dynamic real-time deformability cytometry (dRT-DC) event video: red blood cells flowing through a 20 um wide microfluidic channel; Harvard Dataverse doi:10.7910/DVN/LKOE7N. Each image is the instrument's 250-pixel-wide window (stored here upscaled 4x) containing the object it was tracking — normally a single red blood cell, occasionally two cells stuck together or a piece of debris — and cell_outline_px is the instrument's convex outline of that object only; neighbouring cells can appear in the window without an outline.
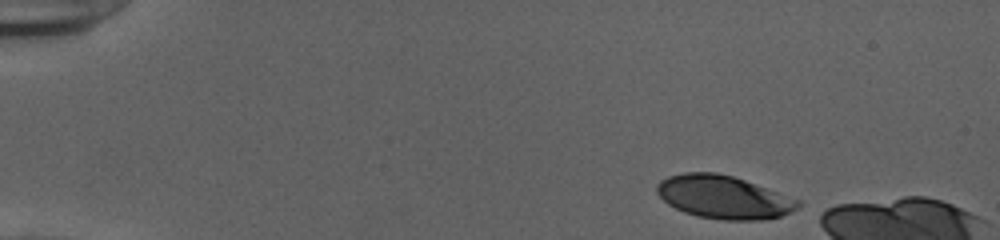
{"species": "human", "species_latin": "Homo sapiens", "temperature_condition": "cold", "stored_images_in_passage": 11, "camera_frame_rate_fps": 3000, "um_per_image_px": 0.085, "donor": {"sex": "female"}, "frame": {"image": 1, "passage_image": 1, "time_ms": 0.0, "image_size_px": [1000, 240], "cell_outline_px": [[800, 204], [796, 208], [780, 216], [764, 220], [724, 220], [696, 216], [684, 212], [668, 204], [656, 192], [656, 184], [660, 180], [668, 176], [684, 172], [716, 172], [732, 176], [744, 180], [800, 200]], "centroid_in_image_um": [61.46, 16.75], "position_along_channel_um": 23.5, "area_um2": 35.26}}